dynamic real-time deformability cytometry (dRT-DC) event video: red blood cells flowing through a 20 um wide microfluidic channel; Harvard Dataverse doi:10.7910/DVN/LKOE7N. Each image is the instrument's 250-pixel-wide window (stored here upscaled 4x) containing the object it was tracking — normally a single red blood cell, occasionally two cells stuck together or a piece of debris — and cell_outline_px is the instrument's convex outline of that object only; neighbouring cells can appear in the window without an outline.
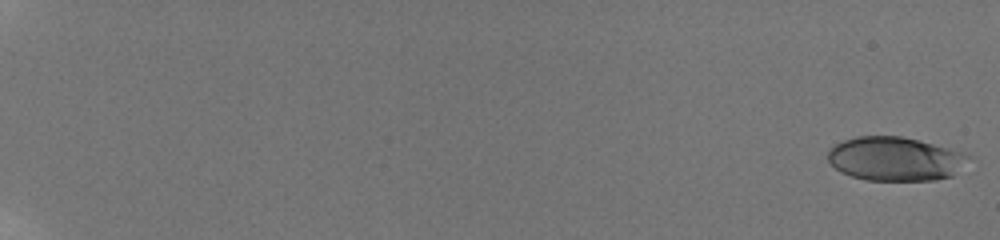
{"species": "human", "species_latin": "Homo sapiens", "temperature_condition": "room temperature", "stored_images_in_passage": 14, "camera_frame_rate_fps": 3000, "um_per_image_px": 0.085, "donor": {"sex": "male"}, "frame": {"image": 1, "passage_image": 1, "time_ms": 0.0, "image_size_px": [1000, 240], "cell_outline_px": [[972, 156], [952, 176], [936, 180], [864, 180], [840, 172], [828, 160], [828, 148], [844, 140], [856, 136], [900, 136], [964, 152]], "centroid_in_image_um": [76.06, 13.5], "position_along_channel_um": 8.9, "area_um2": 35.78}}
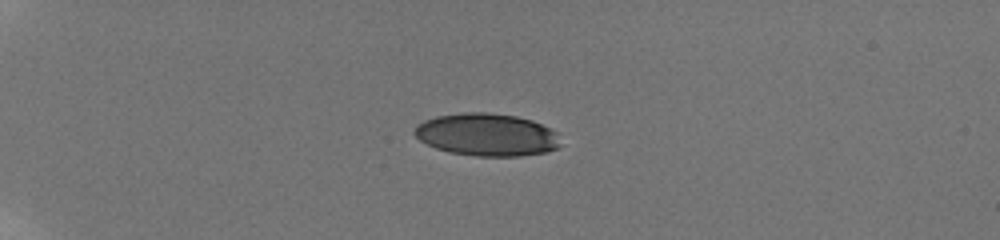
{"frame": {"image": 2, "passage_image": 7, "time_ms": 5.667, "image_size_px": [1000, 240], "cell_outline_px": [[560, 144], [556, 148], [544, 152], [520, 156], [476, 156], [448, 152], [436, 148], [420, 140], [412, 132], [416, 124], [424, 120], [436, 116], [464, 112], [488, 112], [516, 116], [532, 120], [556, 132]], "centroid_in_image_um": [41.33, 11.44], "position_along_channel_um": 43.7, "area_um2": 36.18}}
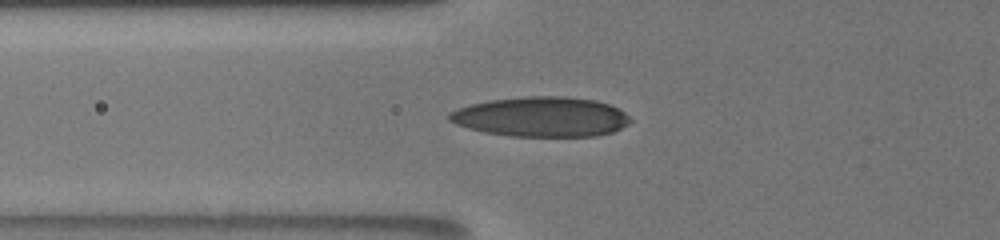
{"frame": {"image": 3, "passage_image": 10, "time_ms": 8.333, "image_size_px": [1000, 240], "cell_outline_px": [[632, 120], [628, 124], [612, 132], [596, 136], [508, 136], [484, 132], [468, 128], [456, 124], [448, 120], [448, 116], [456, 108], [488, 100], [524, 96], [568, 96], [596, 100], [608, 104], [624, 112]], "centroid_in_image_um": [45.99, 9.92], "position_along_channel_um": 79.8, "area_um2": 42.14}}